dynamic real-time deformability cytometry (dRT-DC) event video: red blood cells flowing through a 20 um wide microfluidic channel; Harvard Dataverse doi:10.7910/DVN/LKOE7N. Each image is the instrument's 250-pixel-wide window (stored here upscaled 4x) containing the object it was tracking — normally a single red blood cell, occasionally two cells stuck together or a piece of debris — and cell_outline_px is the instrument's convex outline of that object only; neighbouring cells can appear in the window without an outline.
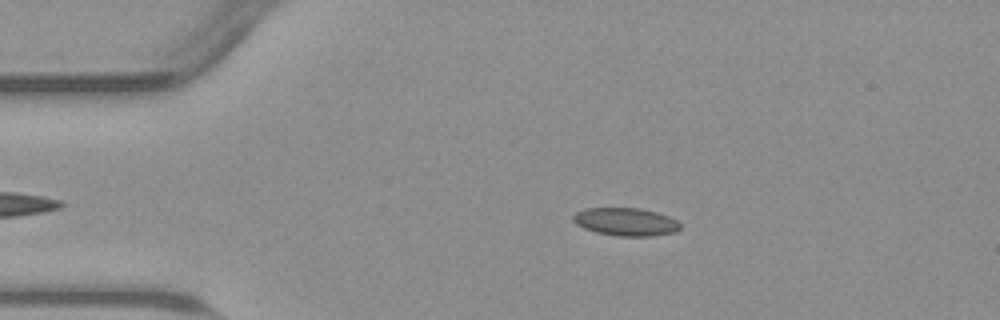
{"species": "common noctule bat (a hibernating species)", "species_latin": "Nyctalus noctula", "temperature_condition": "warm", "stored_images_in_passage": 47, "camera_frame_rate_fps": 3000, "um_per_image_px": 0.085, "animal": {"sex": "male", "body_mass_g": 23.1, "forearm_length_mm": 52.7}, "frame": {"image": 1, "passage_image": 10, "time_ms": 3.0, "image_size_px": [1000, 320], "cell_outline_px": [[680, 228], [676, 232], [652, 236], [616, 236], [596, 232], [584, 228], [576, 224], [572, 220], [572, 216], [576, 212], [584, 208], [640, 208], [656, 212], [668, 216], [676, 220], [680, 224]], "centroid_in_image_um": [53.17, 18.85], "position_along_channel_um": 31.8, "area_um2": 17.51}}
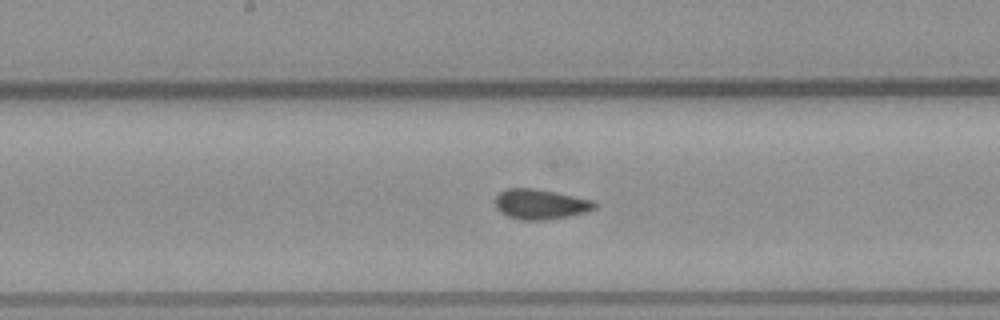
{"frame": {"image": 2, "passage_image": 27, "time_ms": 8.667, "image_size_px": [1000, 320], "cell_outline_px": [[596, 208], [584, 212], [568, 216], [548, 220], [520, 220], [508, 216], [500, 212], [496, 208], [496, 196], [500, 192], [508, 188], [532, 188], [556, 192], [592, 200], [596, 204]], "centroid_in_image_um": [45.91, 17.36], "position_along_channel_um": 202.3, "area_um2": 17.34}}
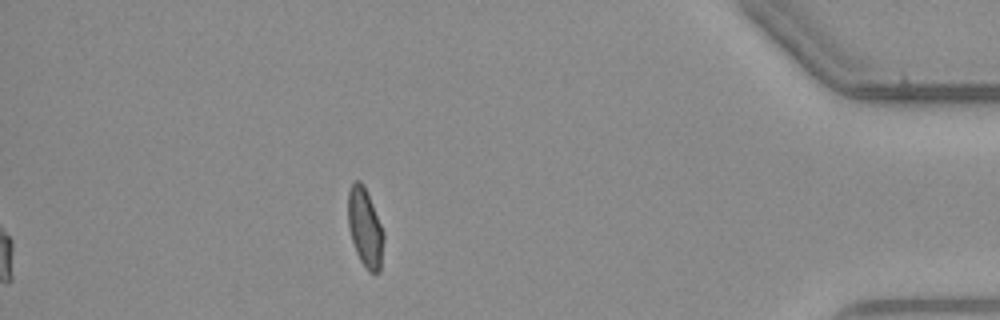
{"frame": {"image": 3, "passage_image": 47, "time_ms": 15.333, "image_size_px": [1000, 320], "cell_outline_px": [[384, 236], [380, 272], [368, 272], [360, 260], [356, 252], [348, 228], [348, 192], [352, 180], [360, 180], [364, 184], [384, 232]], "centroid_in_image_um": [31.02, 19.32], "position_along_channel_um": 404.2, "area_um2": 16.47}, "authors_computed_cell_mechanics": {"area_um2": 16.8776, "velocity_mm_per_s": 3.8039, "shape_relaxation_time_tau1_ms": 7.8869, "shape_relaxation_time_tau2_ms": 1.2355, "deformation_change_tau1": 0.1663, "deformation_change_tau2": 0.0636}}